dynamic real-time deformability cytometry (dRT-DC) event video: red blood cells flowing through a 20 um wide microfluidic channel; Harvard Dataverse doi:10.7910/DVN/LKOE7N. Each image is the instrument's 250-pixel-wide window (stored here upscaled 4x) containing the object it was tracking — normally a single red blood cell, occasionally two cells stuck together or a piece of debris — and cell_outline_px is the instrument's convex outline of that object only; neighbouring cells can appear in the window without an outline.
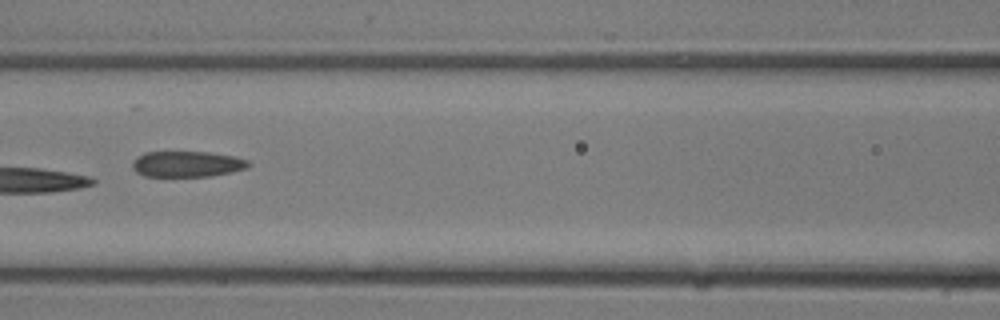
{"species": "common noctule bat (a hibernating species)", "species_latin": "Nyctalus noctula", "temperature_condition": "room temperature", "stored_images_in_passage": 23, "camera_frame_rate_fps": 3000, "um_per_image_px": 0.085, "animal": {"sex": "male", "body_mass_g": 13.3}, "frame": {"image": 1, "passage_image": 10, "time_ms": 3.0, "image_size_px": [1000, 320], "cell_outline_px": [[252, 164], [248, 168], [232, 172], [212, 176], [144, 176], [136, 172], [132, 168], [132, 164], [144, 152], [208, 152], [236, 156], [248, 160]], "centroid_in_image_um": [15.97, 13.95], "position_along_channel_um": 150.6, "area_um2": 17.51}}